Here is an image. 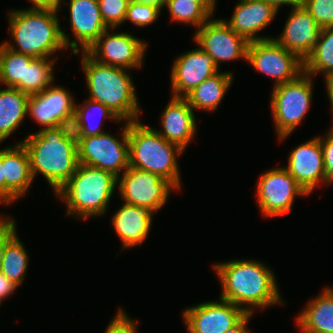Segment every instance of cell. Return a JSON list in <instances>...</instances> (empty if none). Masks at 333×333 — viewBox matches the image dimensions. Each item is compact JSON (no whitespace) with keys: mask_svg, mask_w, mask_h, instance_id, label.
Listing matches in <instances>:
<instances>
[{"mask_svg":"<svg viewBox=\"0 0 333 333\" xmlns=\"http://www.w3.org/2000/svg\"><path fill=\"white\" fill-rule=\"evenodd\" d=\"M17 233L6 243L1 273L11 282L19 286L22 284L28 268V254Z\"/></svg>","mask_w":333,"mask_h":333,"instance_id":"f1b7e54d","label":"cell"},{"mask_svg":"<svg viewBox=\"0 0 333 333\" xmlns=\"http://www.w3.org/2000/svg\"><path fill=\"white\" fill-rule=\"evenodd\" d=\"M165 5L172 21L191 24L197 28H200L211 17L201 5L192 0H166Z\"/></svg>","mask_w":333,"mask_h":333,"instance_id":"4dcf8cb0","label":"cell"},{"mask_svg":"<svg viewBox=\"0 0 333 333\" xmlns=\"http://www.w3.org/2000/svg\"><path fill=\"white\" fill-rule=\"evenodd\" d=\"M302 7L320 28L333 27V0H303Z\"/></svg>","mask_w":333,"mask_h":333,"instance_id":"836d02e7","label":"cell"},{"mask_svg":"<svg viewBox=\"0 0 333 333\" xmlns=\"http://www.w3.org/2000/svg\"><path fill=\"white\" fill-rule=\"evenodd\" d=\"M162 130H156L166 141L182 150L193 140L196 131L195 114L184 97H173L161 115Z\"/></svg>","mask_w":333,"mask_h":333,"instance_id":"ffe728a7","label":"cell"},{"mask_svg":"<svg viewBox=\"0 0 333 333\" xmlns=\"http://www.w3.org/2000/svg\"><path fill=\"white\" fill-rule=\"evenodd\" d=\"M324 159L325 183L333 184V128L327 136L320 138Z\"/></svg>","mask_w":333,"mask_h":333,"instance_id":"8d00e7d4","label":"cell"},{"mask_svg":"<svg viewBox=\"0 0 333 333\" xmlns=\"http://www.w3.org/2000/svg\"><path fill=\"white\" fill-rule=\"evenodd\" d=\"M130 0H98L101 17L111 30L125 22Z\"/></svg>","mask_w":333,"mask_h":333,"instance_id":"d6a6232c","label":"cell"},{"mask_svg":"<svg viewBox=\"0 0 333 333\" xmlns=\"http://www.w3.org/2000/svg\"><path fill=\"white\" fill-rule=\"evenodd\" d=\"M246 311L220 298L189 307L183 313L188 333H225L234 327Z\"/></svg>","mask_w":333,"mask_h":333,"instance_id":"5bb4252c","label":"cell"},{"mask_svg":"<svg viewBox=\"0 0 333 333\" xmlns=\"http://www.w3.org/2000/svg\"><path fill=\"white\" fill-rule=\"evenodd\" d=\"M17 285L11 282L6 276L0 272V300L3 301L9 295L14 293Z\"/></svg>","mask_w":333,"mask_h":333,"instance_id":"ab89813d","label":"cell"},{"mask_svg":"<svg viewBox=\"0 0 333 333\" xmlns=\"http://www.w3.org/2000/svg\"><path fill=\"white\" fill-rule=\"evenodd\" d=\"M312 86V76L303 72L296 79L273 87L271 111L281 141L295 130L309 111Z\"/></svg>","mask_w":333,"mask_h":333,"instance_id":"52a82bcc","label":"cell"},{"mask_svg":"<svg viewBox=\"0 0 333 333\" xmlns=\"http://www.w3.org/2000/svg\"><path fill=\"white\" fill-rule=\"evenodd\" d=\"M31 1L33 6L30 8L61 10L60 5L63 0H31Z\"/></svg>","mask_w":333,"mask_h":333,"instance_id":"60d3db41","label":"cell"},{"mask_svg":"<svg viewBox=\"0 0 333 333\" xmlns=\"http://www.w3.org/2000/svg\"><path fill=\"white\" fill-rule=\"evenodd\" d=\"M56 59L36 58L29 66H26L25 93L34 95L43 92L54 80L53 64Z\"/></svg>","mask_w":333,"mask_h":333,"instance_id":"f546056e","label":"cell"},{"mask_svg":"<svg viewBox=\"0 0 333 333\" xmlns=\"http://www.w3.org/2000/svg\"><path fill=\"white\" fill-rule=\"evenodd\" d=\"M309 195L319 182H325L324 159L320 137L298 145L283 167Z\"/></svg>","mask_w":333,"mask_h":333,"instance_id":"2e32d148","label":"cell"},{"mask_svg":"<svg viewBox=\"0 0 333 333\" xmlns=\"http://www.w3.org/2000/svg\"><path fill=\"white\" fill-rule=\"evenodd\" d=\"M117 183L124 203L147 207L153 212L160 210L165 205L170 191L176 189L157 174L133 167H128L121 177H117Z\"/></svg>","mask_w":333,"mask_h":333,"instance_id":"30bf717a","label":"cell"},{"mask_svg":"<svg viewBox=\"0 0 333 333\" xmlns=\"http://www.w3.org/2000/svg\"><path fill=\"white\" fill-rule=\"evenodd\" d=\"M16 223L11 217L5 219L4 216L0 217V271L2 267L3 254L6 243L16 234Z\"/></svg>","mask_w":333,"mask_h":333,"instance_id":"f35d334b","label":"cell"},{"mask_svg":"<svg viewBox=\"0 0 333 333\" xmlns=\"http://www.w3.org/2000/svg\"><path fill=\"white\" fill-rule=\"evenodd\" d=\"M297 195L308 194L283 167L265 171L258 180V205L266 217L284 215L291 211Z\"/></svg>","mask_w":333,"mask_h":333,"instance_id":"8fae6325","label":"cell"},{"mask_svg":"<svg viewBox=\"0 0 333 333\" xmlns=\"http://www.w3.org/2000/svg\"><path fill=\"white\" fill-rule=\"evenodd\" d=\"M266 2H269L270 4L274 5L277 9L281 5H291L292 8L302 6L303 0H265Z\"/></svg>","mask_w":333,"mask_h":333,"instance_id":"ee69618b","label":"cell"},{"mask_svg":"<svg viewBox=\"0 0 333 333\" xmlns=\"http://www.w3.org/2000/svg\"><path fill=\"white\" fill-rule=\"evenodd\" d=\"M154 212L147 207L124 203L113 215L112 225L123 249L141 245L150 232Z\"/></svg>","mask_w":333,"mask_h":333,"instance_id":"603a6c76","label":"cell"},{"mask_svg":"<svg viewBox=\"0 0 333 333\" xmlns=\"http://www.w3.org/2000/svg\"><path fill=\"white\" fill-rule=\"evenodd\" d=\"M160 11L161 10L155 6L130 0L126 11L125 21L130 20L136 26L143 27L156 21Z\"/></svg>","mask_w":333,"mask_h":333,"instance_id":"e575fe53","label":"cell"},{"mask_svg":"<svg viewBox=\"0 0 333 333\" xmlns=\"http://www.w3.org/2000/svg\"><path fill=\"white\" fill-rule=\"evenodd\" d=\"M137 323L120 308L104 333H137Z\"/></svg>","mask_w":333,"mask_h":333,"instance_id":"74e56055","label":"cell"},{"mask_svg":"<svg viewBox=\"0 0 333 333\" xmlns=\"http://www.w3.org/2000/svg\"><path fill=\"white\" fill-rule=\"evenodd\" d=\"M3 149L0 150V204L6 205V181L3 171Z\"/></svg>","mask_w":333,"mask_h":333,"instance_id":"b9f144b4","label":"cell"},{"mask_svg":"<svg viewBox=\"0 0 333 333\" xmlns=\"http://www.w3.org/2000/svg\"><path fill=\"white\" fill-rule=\"evenodd\" d=\"M296 322L301 333H333V288L310 300Z\"/></svg>","mask_w":333,"mask_h":333,"instance_id":"cb8c5ba5","label":"cell"},{"mask_svg":"<svg viewBox=\"0 0 333 333\" xmlns=\"http://www.w3.org/2000/svg\"><path fill=\"white\" fill-rule=\"evenodd\" d=\"M304 72L310 76L333 73V27L322 28L317 45L304 61Z\"/></svg>","mask_w":333,"mask_h":333,"instance_id":"83f0119b","label":"cell"},{"mask_svg":"<svg viewBox=\"0 0 333 333\" xmlns=\"http://www.w3.org/2000/svg\"><path fill=\"white\" fill-rule=\"evenodd\" d=\"M193 2L201 5L210 15L215 11L216 0H192Z\"/></svg>","mask_w":333,"mask_h":333,"instance_id":"bcb514c9","label":"cell"},{"mask_svg":"<svg viewBox=\"0 0 333 333\" xmlns=\"http://www.w3.org/2000/svg\"><path fill=\"white\" fill-rule=\"evenodd\" d=\"M3 166L8 205L26 194L33 182L29 155L22 143L3 149Z\"/></svg>","mask_w":333,"mask_h":333,"instance_id":"7402d4cb","label":"cell"},{"mask_svg":"<svg viewBox=\"0 0 333 333\" xmlns=\"http://www.w3.org/2000/svg\"><path fill=\"white\" fill-rule=\"evenodd\" d=\"M57 10L29 8L9 13V28L18 48L6 41L4 46L34 58H50L57 50L68 48L69 39L60 27Z\"/></svg>","mask_w":333,"mask_h":333,"instance_id":"7a4b0ae2","label":"cell"},{"mask_svg":"<svg viewBox=\"0 0 333 333\" xmlns=\"http://www.w3.org/2000/svg\"><path fill=\"white\" fill-rule=\"evenodd\" d=\"M55 128L65 140H69L76 145L84 138L80 118L75 110L59 120Z\"/></svg>","mask_w":333,"mask_h":333,"instance_id":"d590c367","label":"cell"},{"mask_svg":"<svg viewBox=\"0 0 333 333\" xmlns=\"http://www.w3.org/2000/svg\"><path fill=\"white\" fill-rule=\"evenodd\" d=\"M30 95L13 87L0 89V143L21 125L28 112Z\"/></svg>","mask_w":333,"mask_h":333,"instance_id":"d4e9b609","label":"cell"},{"mask_svg":"<svg viewBox=\"0 0 333 333\" xmlns=\"http://www.w3.org/2000/svg\"><path fill=\"white\" fill-rule=\"evenodd\" d=\"M146 47V42L131 34L106 29L86 53L98 63L128 70L142 66Z\"/></svg>","mask_w":333,"mask_h":333,"instance_id":"7c38bea8","label":"cell"},{"mask_svg":"<svg viewBox=\"0 0 333 333\" xmlns=\"http://www.w3.org/2000/svg\"><path fill=\"white\" fill-rule=\"evenodd\" d=\"M70 27L76 41L69 42L72 52L77 55L78 44L82 47V52L86 50L109 29L100 13L98 0H70Z\"/></svg>","mask_w":333,"mask_h":333,"instance_id":"ac0fdd59","label":"cell"},{"mask_svg":"<svg viewBox=\"0 0 333 333\" xmlns=\"http://www.w3.org/2000/svg\"><path fill=\"white\" fill-rule=\"evenodd\" d=\"M278 9L265 0H239L232 17L224 22L248 42L272 39L259 37L257 32L263 30L275 17Z\"/></svg>","mask_w":333,"mask_h":333,"instance_id":"d6986e66","label":"cell"},{"mask_svg":"<svg viewBox=\"0 0 333 333\" xmlns=\"http://www.w3.org/2000/svg\"><path fill=\"white\" fill-rule=\"evenodd\" d=\"M232 75L231 72H218L204 80L184 98L193 110L215 111L232 85Z\"/></svg>","mask_w":333,"mask_h":333,"instance_id":"484cf974","label":"cell"},{"mask_svg":"<svg viewBox=\"0 0 333 333\" xmlns=\"http://www.w3.org/2000/svg\"><path fill=\"white\" fill-rule=\"evenodd\" d=\"M21 143L29 155L33 180L41 173L56 192L75 174L79 165L77 145L65 140L55 127L29 134Z\"/></svg>","mask_w":333,"mask_h":333,"instance_id":"277c9868","label":"cell"},{"mask_svg":"<svg viewBox=\"0 0 333 333\" xmlns=\"http://www.w3.org/2000/svg\"><path fill=\"white\" fill-rule=\"evenodd\" d=\"M213 268L221 282L220 298L244 309L246 313H254V307L265 309L281 304L275 276L262 262L232 260L213 265Z\"/></svg>","mask_w":333,"mask_h":333,"instance_id":"6da1fadb","label":"cell"},{"mask_svg":"<svg viewBox=\"0 0 333 333\" xmlns=\"http://www.w3.org/2000/svg\"><path fill=\"white\" fill-rule=\"evenodd\" d=\"M90 100L107 106L120 121H138V98L127 69L98 63L86 52L81 58Z\"/></svg>","mask_w":333,"mask_h":333,"instance_id":"3957f363","label":"cell"},{"mask_svg":"<svg viewBox=\"0 0 333 333\" xmlns=\"http://www.w3.org/2000/svg\"><path fill=\"white\" fill-rule=\"evenodd\" d=\"M75 111L78 113L79 118H80L83 137L95 136V135H100V134L105 133L104 130L103 131L101 130L102 124H100V123H102V121H100V120H104L105 118H108V119L111 118V120H113L115 122L120 121L118 119V117L115 114H113L107 106H105L99 102L90 100V99L85 100L84 105H82V106L75 105ZM90 112H92V113H90ZM94 112H95V114L97 113V115H99L100 118H103V119H99V122H98L99 124L98 125L96 124L97 126L95 124H92L93 120H94L92 118H93V116H95V115H93ZM90 118L92 119V122L90 121Z\"/></svg>","mask_w":333,"mask_h":333,"instance_id":"1f68e13d","label":"cell"},{"mask_svg":"<svg viewBox=\"0 0 333 333\" xmlns=\"http://www.w3.org/2000/svg\"><path fill=\"white\" fill-rule=\"evenodd\" d=\"M174 61L171 70L173 97H185L219 71L213 57L200 48L183 53Z\"/></svg>","mask_w":333,"mask_h":333,"instance_id":"9a60e30c","label":"cell"},{"mask_svg":"<svg viewBox=\"0 0 333 333\" xmlns=\"http://www.w3.org/2000/svg\"><path fill=\"white\" fill-rule=\"evenodd\" d=\"M35 59L29 55L18 54L1 44L0 83L25 93L26 66H29Z\"/></svg>","mask_w":333,"mask_h":333,"instance_id":"4316f807","label":"cell"},{"mask_svg":"<svg viewBox=\"0 0 333 333\" xmlns=\"http://www.w3.org/2000/svg\"><path fill=\"white\" fill-rule=\"evenodd\" d=\"M251 317L252 314L247 313L234 327L230 328L225 333H250L246 325Z\"/></svg>","mask_w":333,"mask_h":333,"instance_id":"7bdbcfd3","label":"cell"},{"mask_svg":"<svg viewBox=\"0 0 333 333\" xmlns=\"http://www.w3.org/2000/svg\"><path fill=\"white\" fill-rule=\"evenodd\" d=\"M199 48L210 54L217 67L221 62L243 58L247 60L249 42L234 32L223 19L206 21L195 33Z\"/></svg>","mask_w":333,"mask_h":333,"instance_id":"4fadbf2b","label":"cell"},{"mask_svg":"<svg viewBox=\"0 0 333 333\" xmlns=\"http://www.w3.org/2000/svg\"><path fill=\"white\" fill-rule=\"evenodd\" d=\"M116 184L113 173L79 164L75 174L55 193L66 202L68 215L88 219L106 213Z\"/></svg>","mask_w":333,"mask_h":333,"instance_id":"5b68a950","label":"cell"},{"mask_svg":"<svg viewBox=\"0 0 333 333\" xmlns=\"http://www.w3.org/2000/svg\"><path fill=\"white\" fill-rule=\"evenodd\" d=\"M128 143L129 167L157 174L176 190L180 189L177 154L184 150L166 141L153 128L140 121L128 122Z\"/></svg>","mask_w":333,"mask_h":333,"instance_id":"8992f818","label":"cell"},{"mask_svg":"<svg viewBox=\"0 0 333 333\" xmlns=\"http://www.w3.org/2000/svg\"><path fill=\"white\" fill-rule=\"evenodd\" d=\"M73 100L68 90L52 84L43 92L30 95L27 113L44 128L55 127L59 120L75 110Z\"/></svg>","mask_w":333,"mask_h":333,"instance_id":"44dd1931","label":"cell"},{"mask_svg":"<svg viewBox=\"0 0 333 333\" xmlns=\"http://www.w3.org/2000/svg\"><path fill=\"white\" fill-rule=\"evenodd\" d=\"M325 84H326V88H327L326 91L329 96L328 98L330 100L331 107H332L331 109L333 111V73L325 76Z\"/></svg>","mask_w":333,"mask_h":333,"instance_id":"f6af8a7d","label":"cell"},{"mask_svg":"<svg viewBox=\"0 0 333 333\" xmlns=\"http://www.w3.org/2000/svg\"><path fill=\"white\" fill-rule=\"evenodd\" d=\"M121 141L108 132L84 137L77 145L79 164L93 166L119 177L129 167L128 122L122 128Z\"/></svg>","mask_w":333,"mask_h":333,"instance_id":"ba28073f","label":"cell"},{"mask_svg":"<svg viewBox=\"0 0 333 333\" xmlns=\"http://www.w3.org/2000/svg\"><path fill=\"white\" fill-rule=\"evenodd\" d=\"M134 1L138 2V3L146 4V5H152L161 10L165 6L166 0H134Z\"/></svg>","mask_w":333,"mask_h":333,"instance_id":"7dc6e473","label":"cell"},{"mask_svg":"<svg viewBox=\"0 0 333 333\" xmlns=\"http://www.w3.org/2000/svg\"><path fill=\"white\" fill-rule=\"evenodd\" d=\"M247 62L257 71L272 77L274 87L296 79L304 72V62L273 38L249 42Z\"/></svg>","mask_w":333,"mask_h":333,"instance_id":"9c48e42d","label":"cell"},{"mask_svg":"<svg viewBox=\"0 0 333 333\" xmlns=\"http://www.w3.org/2000/svg\"><path fill=\"white\" fill-rule=\"evenodd\" d=\"M291 9L282 34L273 39L304 62L317 45L322 28L302 6Z\"/></svg>","mask_w":333,"mask_h":333,"instance_id":"e0dca14e","label":"cell"}]
</instances>
